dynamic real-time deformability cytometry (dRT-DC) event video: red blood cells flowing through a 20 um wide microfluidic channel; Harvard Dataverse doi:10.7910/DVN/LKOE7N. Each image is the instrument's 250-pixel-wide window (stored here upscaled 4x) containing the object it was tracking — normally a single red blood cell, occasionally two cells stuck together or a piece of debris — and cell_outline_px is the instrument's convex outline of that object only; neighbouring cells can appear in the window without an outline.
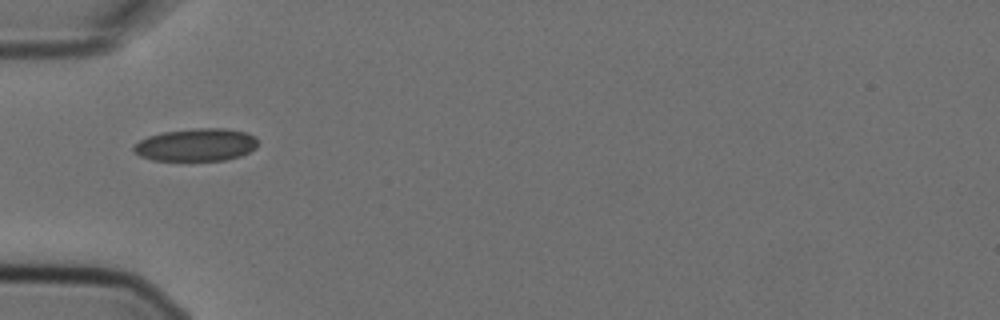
{"species": "Egyptian fruit bat (a non-hibernating species)", "species_latin": "Rousettus aegyptiacus", "temperature_condition": "cold", "stored_images_in_passage": 2, "camera_frame_rate_fps": 3000, "um_per_image_px": 0.085, "animal": {"sex": "female"}, "frame": {"image": 1, "passage_image": 1, "time_ms": 0.0, "image_size_px": [1000, 320], "cell_outline_px": [[256, 148], [240, 156], [224, 160], [152, 160], [140, 156], [132, 152], [132, 148], [140, 140], [148, 136], [164, 132], [196, 128], [224, 128], [248, 132], [256, 136]], "centroid_in_image_um": [16.67, 12.3], "position_along_channel_um": 68.3, "area_um2": 23.64}}
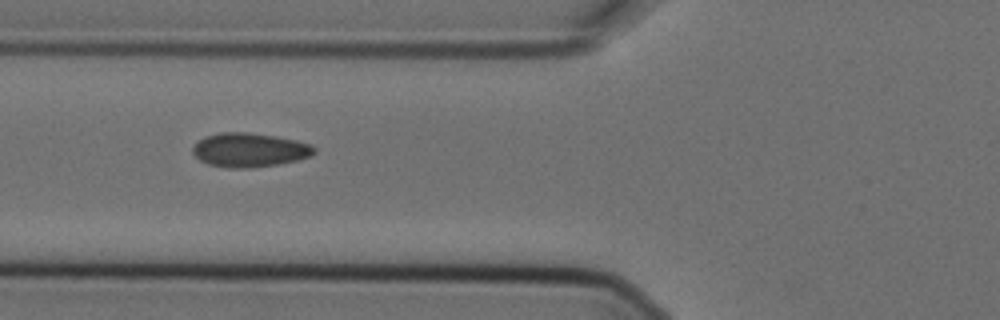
{"frame": {"image": 2, "passage_image": 2, "time_ms": 0.333, "image_size_px": [1000, 320], "cell_outline_px": [[316, 152], [308, 156], [296, 160], [276, 164], [252, 168], [228, 168], [208, 164], [200, 160], [192, 152], [192, 148], [200, 140], [208, 136], [220, 132], [248, 132], [276, 136], [296, 140], [312, 144], [316, 148]], "centroid_in_image_um": [21.22, 12.74], "position_along_channel_um": 104.6, "area_um2": 23.99}}